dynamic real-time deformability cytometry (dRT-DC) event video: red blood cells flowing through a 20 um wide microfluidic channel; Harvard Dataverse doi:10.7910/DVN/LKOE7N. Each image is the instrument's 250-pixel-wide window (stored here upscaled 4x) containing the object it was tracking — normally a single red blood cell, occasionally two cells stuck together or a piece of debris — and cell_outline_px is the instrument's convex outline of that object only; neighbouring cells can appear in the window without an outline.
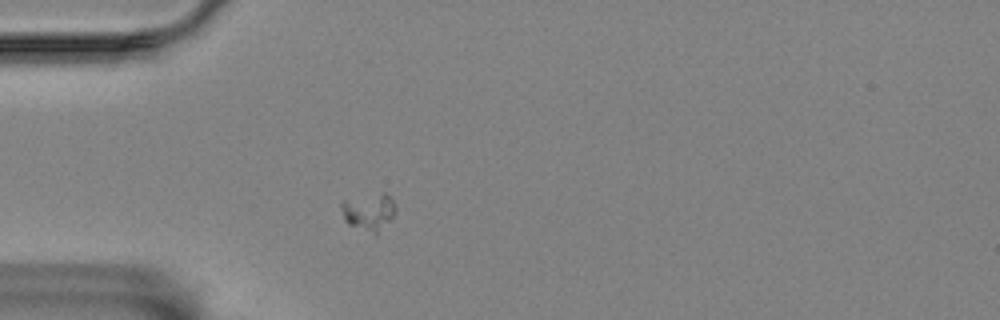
{"species": "Egyptian fruit bat (a non-hibernating species)", "species_latin": "Rousettus aegyptiacus", "temperature_condition": "room temperature", "stored_images_in_passage": 50, "camera_frame_rate_fps": 3000, "um_per_image_px": 0.085, "animal": {"sex": "female"}, "frame": {"image": 1, "passage_image": 8, "time_ms": 2.333, "image_size_px": [1000, 320], "cell_outline_px": [[396, 212], [376, 236], [348, 224], [344, 220], [340, 204], [344, 200], [384, 192], [388, 192], [396, 208]], "centroid_in_image_um": [31.36, 18.02], "position_along_channel_um": 53.6, "area_um2": 11.85}}
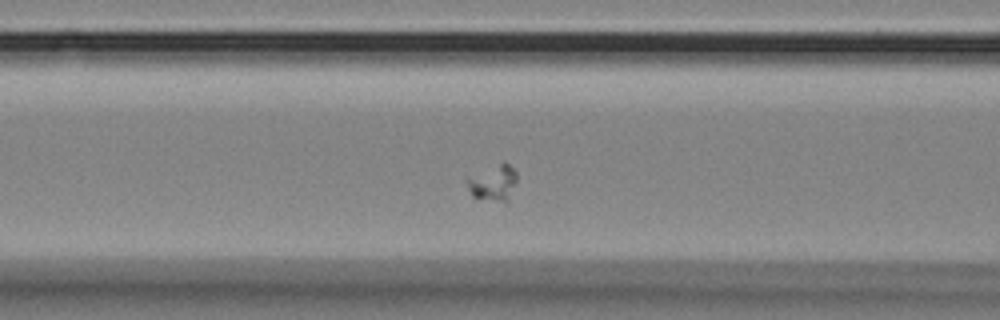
{"frame": {"image": 2, "passage_image": 15, "time_ms": 4.667, "image_size_px": [1000, 320], "cell_outline_px": [[516, 180], [508, 204], [472, 196], [464, 180], [464, 176], [500, 164], [508, 164], [516, 172]], "centroid_in_image_um": [41.87, 15.58], "position_along_channel_um": 124.7, "area_um2": 10.58}}
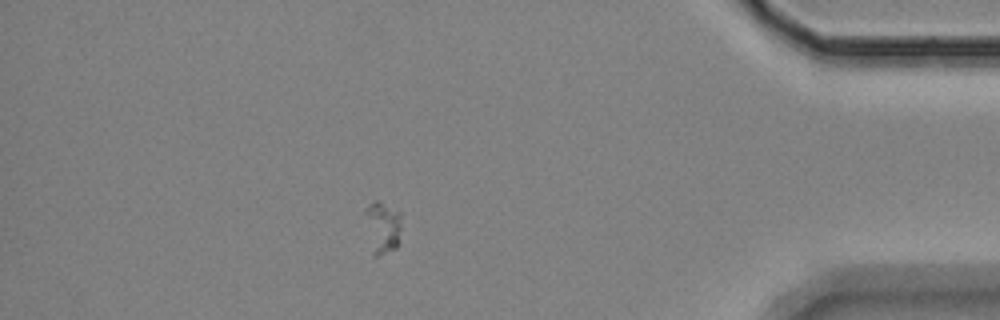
{"frame": {"image": 3, "passage_image": 43, "time_ms": 14.0, "image_size_px": [1000, 320], "cell_outline_px": [[400, 240], [396, 248], [376, 256], [372, 256], [364, 212], [368, 204], [372, 200], [380, 200], [400, 212]], "centroid_in_image_um": [32.5, 19.29], "position_along_channel_um": 402.7, "area_um2": 11.21}}